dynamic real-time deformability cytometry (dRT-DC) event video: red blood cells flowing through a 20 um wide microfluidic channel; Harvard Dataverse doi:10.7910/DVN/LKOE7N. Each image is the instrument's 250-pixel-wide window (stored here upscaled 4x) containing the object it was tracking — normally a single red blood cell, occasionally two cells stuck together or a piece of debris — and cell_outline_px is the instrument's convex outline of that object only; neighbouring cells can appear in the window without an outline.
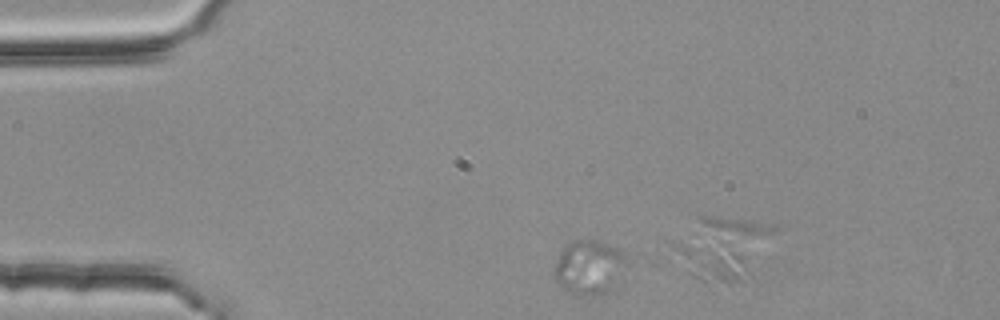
{"species": "common noctule bat (a hibernating species)", "species_latin": "Nyctalus noctula", "temperature_condition": "room temperature", "stored_images_in_passage": 7, "segment_of_instrument_passage": [1, 2], "camera_frame_rate_fps": 3000, "um_per_image_px": 0.085, "animal": {"sex": "female", "body_mass_g": 25.1}, "frame": {"image": 1, "passage_image": 2, "time_ms": 0.333, "image_size_px": [1000, 320], "cell_outline_px": [[748, 272], [740, 280], [728, 284], [700, 280], [692, 276], [668, 260], [664, 256], [672, 244], [676, 244], [732, 252], [740, 256]], "centroid_in_image_um": [60.15, 22.4], "position_along_channel_um": 24.8, "area_um2": 15.66}}
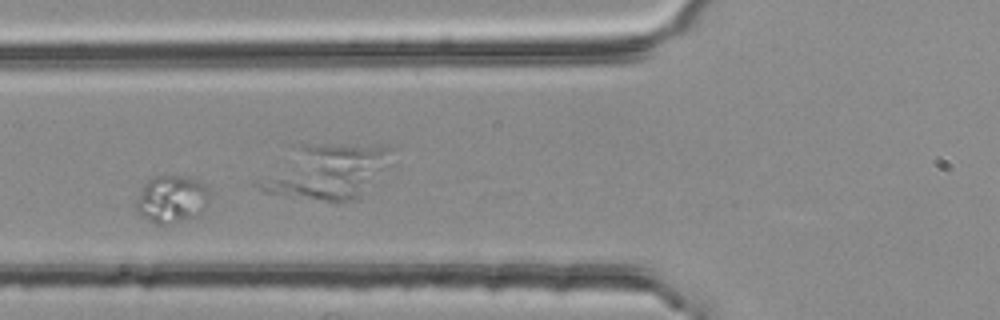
{"frame": {"image": 2, "passage_image": 5, "time_ms": 1.333, "image_size_px": [1000, 320], "cell_outline_px": [[208, 200], [204, 208], [196, 216], [164, 224], [156, 224], [140, 216], [136, 208], [136, 200], [140, 192], [148, 180], [156, 176], [184, 176], [196, 180], [204, 184], [208, 188]], "centroid_in_image_um": [14.57, 16.92], "position_along_channel_um": 111.2, "area_um2": 19.88}}
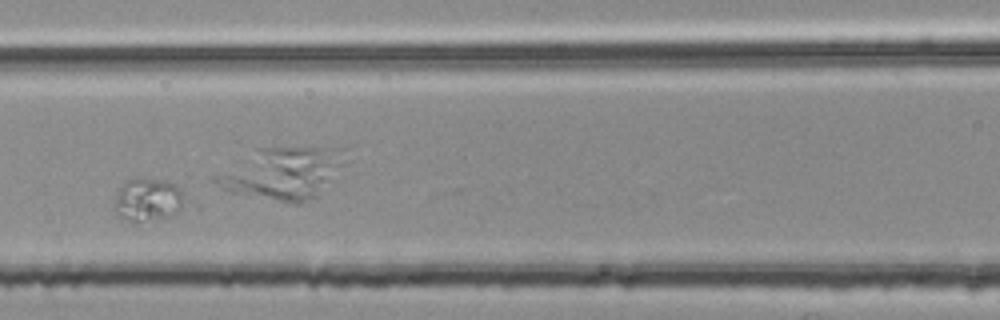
{"frame": {"image": 3, "passage_image": 6, "time_ms": 1.667, "image_size_px": [1000, 320], "cell_outline_px": [[188, 204], [184, 208], [172, 216], [136, 224], [132, 224], [116, 216], [112, 208], [116, 192], [128, 180], [160, 180], [176, 184], [180, 188]], "centroid_in_image_um": [12.57, 17.07], "position_along_channel_um": 154.0, "area_um2": 18.32}}